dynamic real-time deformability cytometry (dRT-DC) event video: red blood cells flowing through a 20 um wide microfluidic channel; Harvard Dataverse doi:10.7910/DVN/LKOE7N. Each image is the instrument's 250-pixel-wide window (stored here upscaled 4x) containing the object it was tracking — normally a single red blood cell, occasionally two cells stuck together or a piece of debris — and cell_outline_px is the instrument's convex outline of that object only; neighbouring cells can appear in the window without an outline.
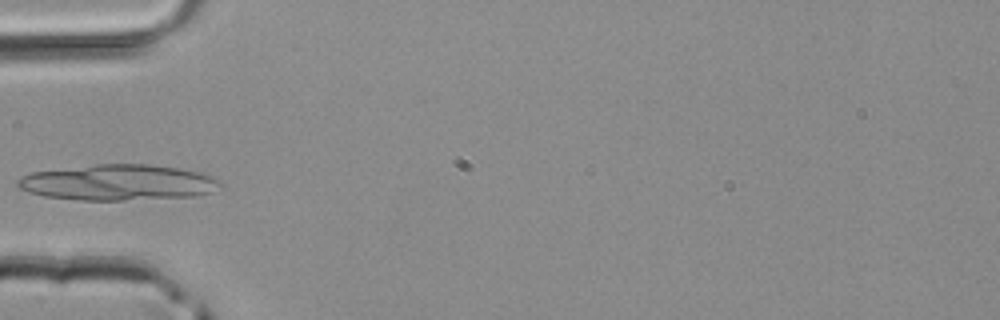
{"species": "common noctule bat (a hibernating species)", "species_latin": "Nyctalus noctula", "temperature_condition": "room temperature", "stored_images_in_passage": 3, "segment_of_instrument_passage": [1, 2], "camera_frame_rate_fps": 3000, "um_per_image_px": 0.085, "animal": {"sex": "male", "body_mass_g": 20.4}, "frame": {"image": 1, "passage_image": 2, "time_ms": 0.333, "image_size_px": [1000, 320], "cell_outline_px": [[224, 184], [212, 192], [196, 196], [124, 200], [76, 200], [44, 196], [28, 192], [20, 188], [16, 184], [16, 180], [20, 176], [32, 172], [96, 164], [148, 164], [180, 168], [200, 172], [212, 176]], "centroid_in_image_um": [10.04, 15.51], "position_along_channel_um": 75.0, "area_um2": 42.48}}